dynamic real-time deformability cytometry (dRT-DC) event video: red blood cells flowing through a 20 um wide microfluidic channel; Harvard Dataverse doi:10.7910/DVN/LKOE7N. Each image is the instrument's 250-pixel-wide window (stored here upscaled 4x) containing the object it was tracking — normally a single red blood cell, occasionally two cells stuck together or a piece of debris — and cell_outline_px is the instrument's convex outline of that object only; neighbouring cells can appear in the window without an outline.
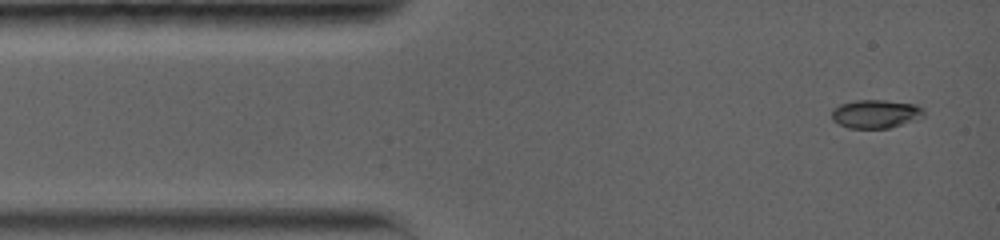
{"species": "common noctule bat (a hibernating species)", "species_latin": "Nyctalus noctula", "temperature_condition": "warm", "stored_images_in_passage": 50, "camera_frame_rate_fps": 5000, "um_per_image_px": 0.085, "animal": {"sex": "female", "body_mass_g": 19.0, "forearm_length_mm": 56.7}, "frame": {"image": 1, "passage_image": 1, "time_ms": 0.0, "image_size_px": [1000, 240], "cell_outline_px": [[924, 116], [916, 120], [888, 128], [848, 128], [832, 120], [832, 108], [840, 104], [856, 100], [884, 100], [916, 104], [924, 108]], "centroid_in_image_um": [74.44, 9.67], "position_along_channel_um": 10.6, "area_um2": 15.37}}
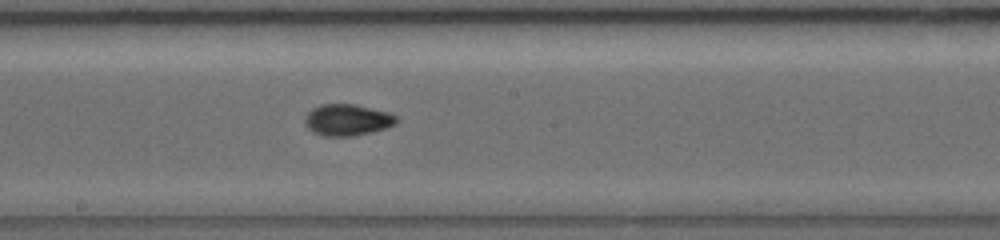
{"frame": {"image": 2, "passage_image": 22, "time_ms": 7.0, "image_size_px": [1000, 240], "cell_outline_px": [[400, 120], [396, 124], [388, 128], [372, 132], [352, 136], [324, 136], [312, 132], [304, 124], [304, 116], [312, 108], [320, 104], [356, 104], [388, 112], [396, 116]], "centroid_in_image_um": [29.53, 10.19], "position_along_channel_um": 218.7, "area_um2": 17.11}}
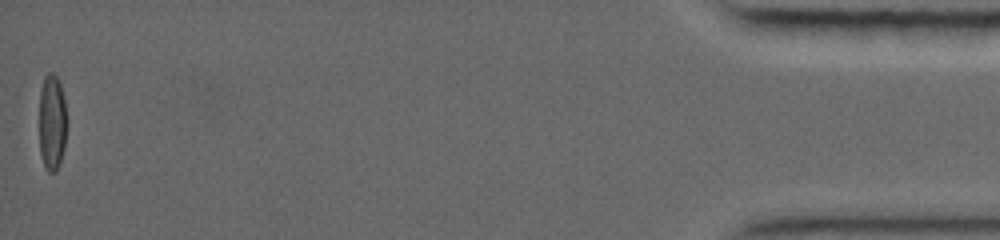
{"frame": {"image": 3, "passage_image": 50, "time_ms": 16.0, "image_size_px": [1000, 240], "cell_outline_px": [[68, 124], [64, 148], [60, 164], [56, 172], [48, 172], [44, 164], [40, 152], [40, 92], [44, 76], [48, 72], [52, 72], [60, 80], [68, 120]], "centroid_in_image_um": [4.46, 10.39], "position_along_channel_um": 430.7, "area_um2": 15.84}, "authors_computed_cell_mechanics": {"area_um2": 15.7505, "velocity_mm_per_s": 3.8645, "shape_relaxation_time_tau1_ms": 8.3165, "shape_relaxation_time_tau2_ms": null, "deformation_change_tau1": 0.2794, "deformation_change_tau2": null}}